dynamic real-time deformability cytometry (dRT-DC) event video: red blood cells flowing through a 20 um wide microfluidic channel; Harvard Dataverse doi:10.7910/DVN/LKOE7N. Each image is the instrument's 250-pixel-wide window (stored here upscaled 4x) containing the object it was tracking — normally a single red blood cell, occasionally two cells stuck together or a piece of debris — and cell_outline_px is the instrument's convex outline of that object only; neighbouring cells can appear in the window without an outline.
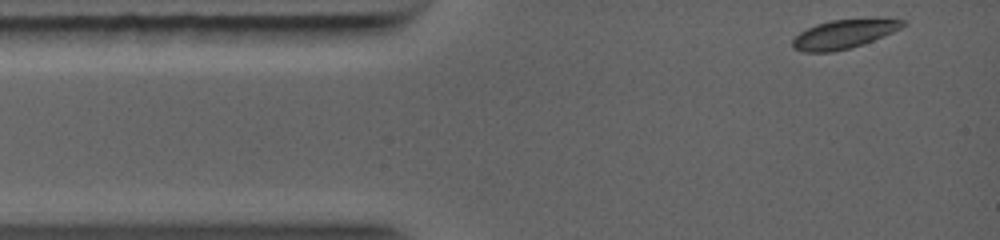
{"species": "common noctule bat (a hibernating species)", "species_latin": "Nyctalus noctula", "temperature_condition": "warm", "stored_images_in_passage": 7, "camera_frame_rate_fps": 5000, "um_per_image_px": 0.085, "animal": {"sex": "female", "body_mass_g": 19.0, "forearm_length_mm": 56.7}, "frame": {"image": 1, "passage_image": 1, "time_ms": 0.0, "image_size_px": [1000, 240], "cell_outline_px": [[908, 24], [892, 32], [872, 40], [848, 48], [832, 52], [804, 52], [792, 48], [792, 40], [800, 32], [816, 24], [832, 20], [904, 20]], "centroid_in_image_um": [71.64, 2.92], "position_along_channel_um": 13.4, "area_um2": 17.8}}
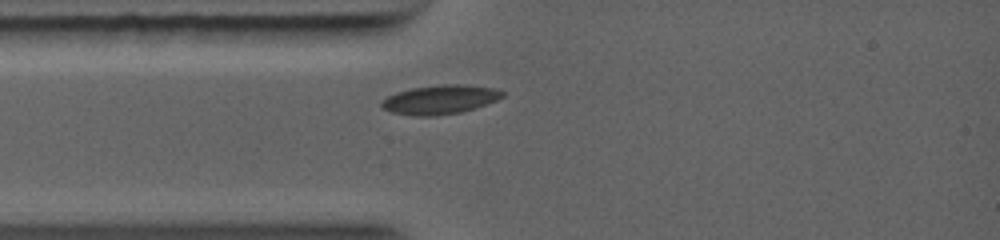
{"frame": {"image": 2, "passage_image": 4, "time_ms": 1.8, "image_size_px": [1000, 240], "cell_outline_px": [[504, 96], [496, 100], [476, 108], [460, 112], [436, 116], [416, 116], [392, 112], [384, 108], [380, 104], [380, 100], [396, 92], [412, 88], [444, 84], [456, 84], [492, 88], [504, 92]], "centroid_in_image_um": [37.37, 8.47], "position_along_channel_um": 47.6, "area_um2": 20.29}}
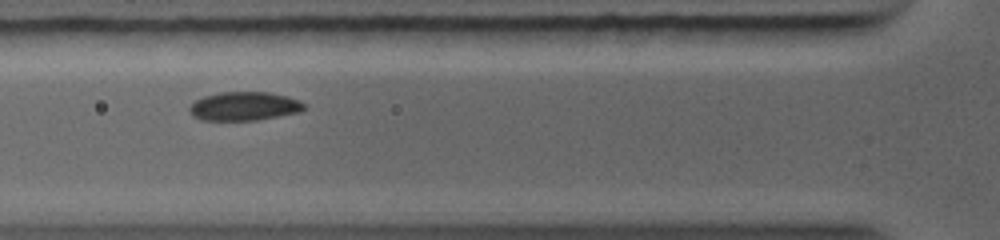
{"frame": {"image": 3, "passage_image": 6, "time_ms": 3.0, "image_size_px": [1000, 240], "cell_outline_px": [[308, 108], [300, 112], [256, 120], [200, 120], [192, 116], [188, 108], [196, 100], [204, 96], [220, 92], [268, 92], [288, 96], [300, 100]], "centroid_in_image_um": [20.78, 9.03], "position_along_channel_um": 105.0, "area_um2": 19.31}}